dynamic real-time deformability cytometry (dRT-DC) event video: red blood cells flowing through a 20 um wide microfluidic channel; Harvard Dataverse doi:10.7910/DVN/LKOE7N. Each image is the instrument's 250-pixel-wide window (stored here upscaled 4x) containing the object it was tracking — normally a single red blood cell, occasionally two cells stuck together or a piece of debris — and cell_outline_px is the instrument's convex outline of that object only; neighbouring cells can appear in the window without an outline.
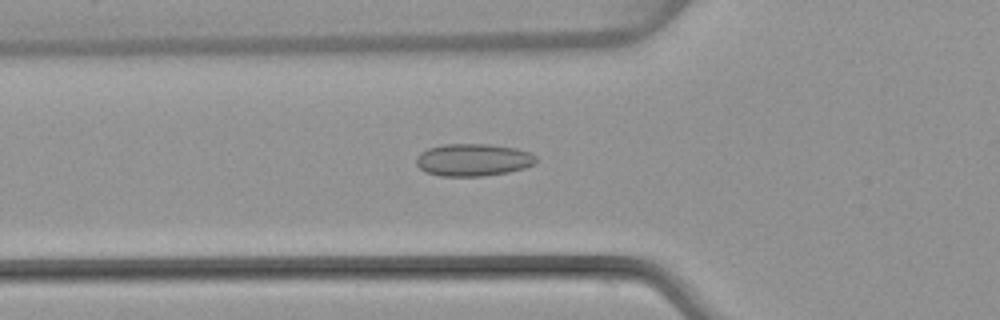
{"species": "common noctule bat (a hibernating species)", "species_latin": "Nyctalus noctula", "temperature_condition": "warm", "stored_images_in_passage": 50, "camera_frame_rate_fps": 3000, "um_per_image_px": 0.085, "animal": {"sex": "female", "body_mass_g": 22.7, "forearm_length_mm": 54.2}, "frame": {"image": 1, "passage_image": 18, "time_ms": 5.667, "image_size_px": [1000, 320], "cell_outline_px": [[536, 164], [524, 168], [508, 172], [484, 176], [440, 176], [424, 172], [416, 164], [416, 156], [420, 152], [428, 148], [444, 144], [488, 144], [516, 148], [528, 152], [536, 156]], "centroid_in_image_um": [40.19, 13.59], "position_along_channel_um": 85.6, "area_um2": 22.77}}
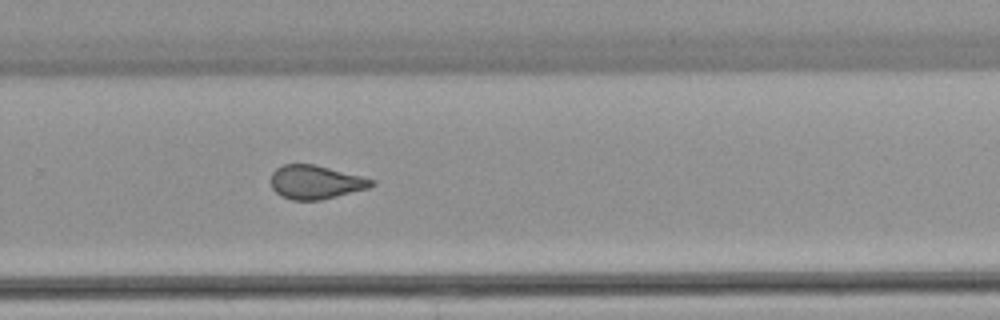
{"frame": {"image": 2, "passage_image": 34, "time_ms": 11.0, "image_size_px": [1000, 320], "cell_outline_px": [[376, 184], [368, 188], [320, 200], [292, 200], [280, 196], [272, 188], [272, 172], [276, 168], [284, 164], [316, 164], [376, 180]], "centroid_in_image_um": [26.83, 15.48], "position_along_channel_um": 303.0, "area_um2": 19.77}}
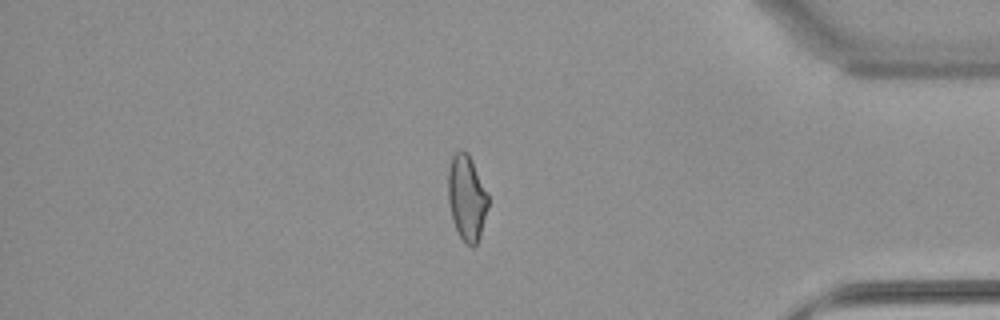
{"frame": {"image": 3, "passage_image": 43, "time_ms": 14.0, "image_size_px": [1000, 320], "cell_outline_px": [[488, 208], [480, 236], [476, 244], [472, 248], [460, 236], [452, 220], [448, 200], [448, 172], [452, 156], [460, 148], [468, 152], [472, 160], [488, 196]], "centroid_in_image_um": [39.66, 16.79], "position_along_channel_um": 395.5, "area_um2": 19.83}, "authors_computed_cell_mechanics": {"area_um2": 21.1837, "velocity_mm_per_s": 4.0723, "shape_relaxation_time_tau1_ms": null, "shape_relaxation_time_tau2_ms": 1.5647, "deformation_change_tau1": null, "deformation_change_tau2": 0.1011}}